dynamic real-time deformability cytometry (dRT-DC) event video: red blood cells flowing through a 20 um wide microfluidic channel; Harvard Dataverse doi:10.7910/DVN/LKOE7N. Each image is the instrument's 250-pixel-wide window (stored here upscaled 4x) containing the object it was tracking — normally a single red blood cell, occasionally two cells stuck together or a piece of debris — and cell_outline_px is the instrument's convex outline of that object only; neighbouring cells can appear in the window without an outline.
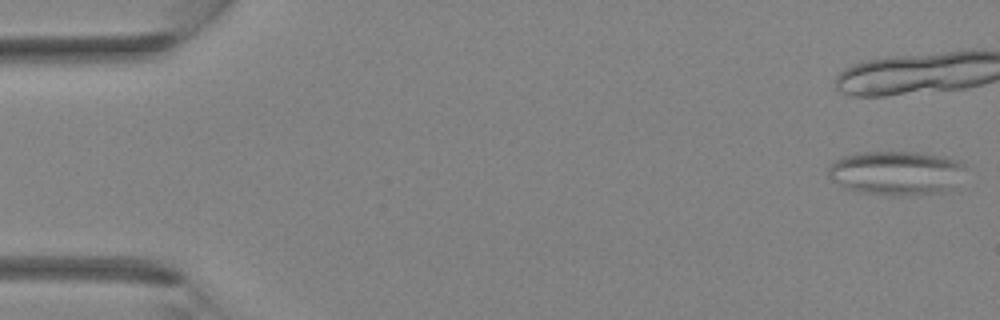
{"species": "Egyptian fruit bat (a non-hibernating species)", "species_latin": "Rousettus aegyptiacus", "temperature_condition": "room temperature", "stored_images_in_passage": 14, "camera_frame_rate_fps": 3000, "um_per_image_px": 0.085, "animal": {"sex": "female"}, "frame": {"image": 1, "passage_image": 1, "time_ms": 0.0, "image_size_px": [1000, 320], "cell_outline_px": [[964, 168], [944, 192], [908, 196], [892, 196], [860, 192], [844, 188], [832, 180], [828, 176], [828, 168], [832, 160], [844, 156], [860, 152], [916, 152], [944, 156], [956, 160], [964, 164]], "centroid_in_image_um": [76.07, 14.7], "position_along_channel_um": 8.9, "area_um2": 35.08}}